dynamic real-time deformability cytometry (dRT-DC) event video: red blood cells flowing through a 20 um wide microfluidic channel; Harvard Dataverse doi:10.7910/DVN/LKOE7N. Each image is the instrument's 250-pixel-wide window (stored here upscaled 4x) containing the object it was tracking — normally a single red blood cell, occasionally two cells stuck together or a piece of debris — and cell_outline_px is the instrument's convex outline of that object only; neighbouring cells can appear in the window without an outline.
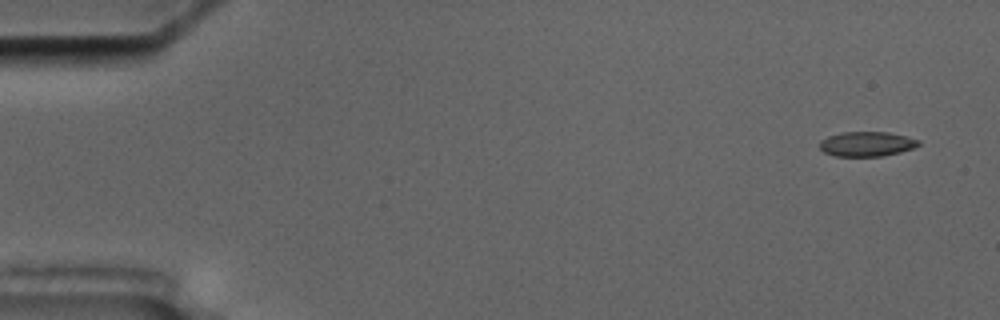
{"species": "common noctule bat (a hibernating species)", "species_latin": "Nyctalus noctula", "temperature_condition": "cold", "stored_images_in_passage": 6, "segment_of_instrument_passage": [2, 2], "camera_frame_rate_fps": 3000, "um_per_image_px": 0.085, "animal": {"sex": "male", "body_mass_g": 17.5, "forearm_length_mm": 52.3}, "frame": {"image": 1, "passage_image": 6, "time_ms": 5.667, "image_size_px": [1000, 320], "cell_outline_px": [[920, 144], [912, 148], [900, 152], [880, 156], [836, 156], [824, 152], [820, 148], [820, 140], [828, 136], [840, 132], [888, 132], [920, 140]], "centroid_in_image_um": [73.65, 12.23], "position_along_channel_um": 11.4, "area_um2": 14.16}}